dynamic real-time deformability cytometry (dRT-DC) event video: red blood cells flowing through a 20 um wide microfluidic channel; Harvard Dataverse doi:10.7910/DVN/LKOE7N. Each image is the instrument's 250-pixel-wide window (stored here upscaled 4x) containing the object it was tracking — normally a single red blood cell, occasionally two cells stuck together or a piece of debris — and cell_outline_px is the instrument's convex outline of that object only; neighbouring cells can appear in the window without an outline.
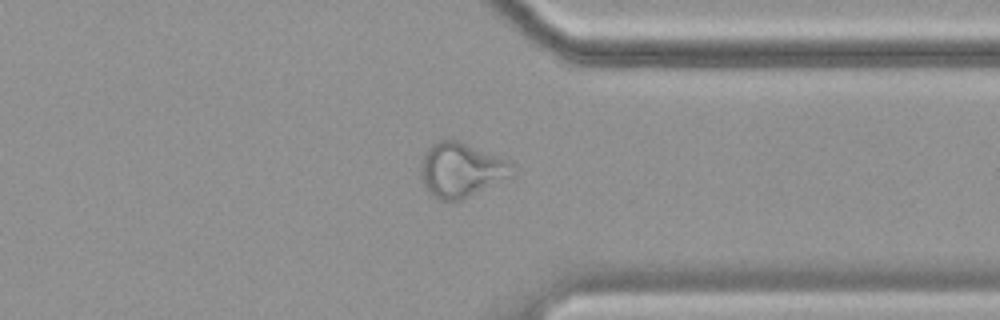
{"species": "common noctule bat (a hibernating species)", "species_latin": "Nyctalus noctula", "temperature_condition": "cold", "stored_images_in_passage": 56, "camera_frame_rate_fps": 3000, "um_per_image_px": 0.085, "animal": {"sex": "female", "body_mass_g": 19.9}, "frame": {"image": 1, "passage_image": 43, "time_ms": 14.0, "image_size_px": [1000, 320], "cell_outline_px": [[516, 164], [512, 176], [460, 200], [440, 200], [432, 196], [428, 192], [420, 176], [420, 164], [428, 148], [432, 144], [440, 140], [456, 140], [508, 160]], "centroid_in_image_um": [39.2, 14.45], "position_along_channel_um": 372.2, "area_um2": 28.78}}
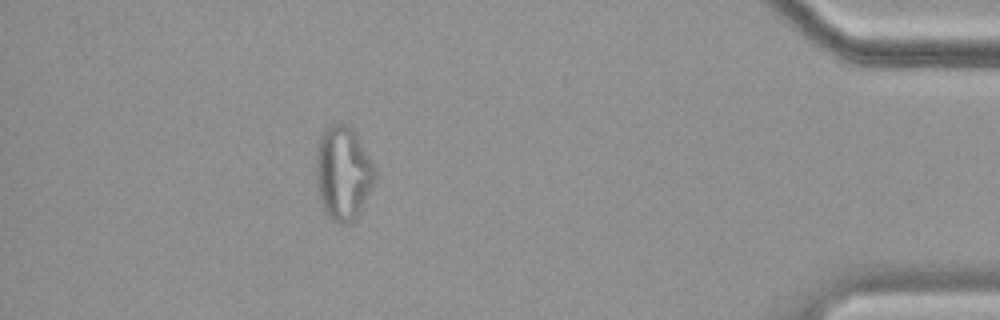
{"frame": {"image": 2, "passage_image": 50, "time_ms": 16.333, "image_size_px": [1000, 320], "cell_outline_px": [[372, 184], [356, 216], [348, 224], [340, 224], [332, 220], [328, 216], [320, 200], [316, 180], [316, 156], [320, 140], [324, 132], [336, 120], [352, 128], [368, 156], [372, 164]], "centroid_in_image_um": [29.1, 14.7], "position_along_channel_um": 406.1, "area_um2": 30.92}}